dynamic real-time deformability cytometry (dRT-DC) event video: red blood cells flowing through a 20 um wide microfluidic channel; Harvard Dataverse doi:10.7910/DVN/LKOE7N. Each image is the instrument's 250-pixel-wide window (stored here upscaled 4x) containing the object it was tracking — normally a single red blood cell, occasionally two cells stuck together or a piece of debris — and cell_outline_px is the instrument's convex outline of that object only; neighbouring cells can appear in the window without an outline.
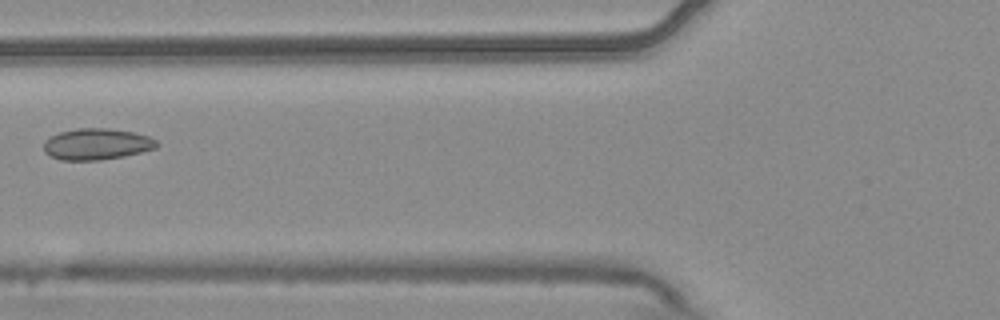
{"species": "common noctule bat (a hibernating species)", "species_latin": "Nyctalus noctula", "temperature_condition": "warm", "stored_images_in_passage": 4, "camera_frame_rate_fps": 3000, "um_per_image_px": 0.085, "animal": {"sex": "male", "body_mass_g": 20.4}, "frame": {"image": 1, "passage_image": 3, "time_ms": 0.667, "image_size_px": [1000, 320], "cell_outline_px": [[160, 144], [156, 148], [124, 156], [100, 160], [60, 160], [44, 152], [44, 140], [60, 132], [76, 128], [108, 128], [132, 132], [148, 136], [156, 140]], "centroid_in_image_um": [8.22, 12.25], "position_along_channel_um": 117.6, "area_um2": 20.58}}
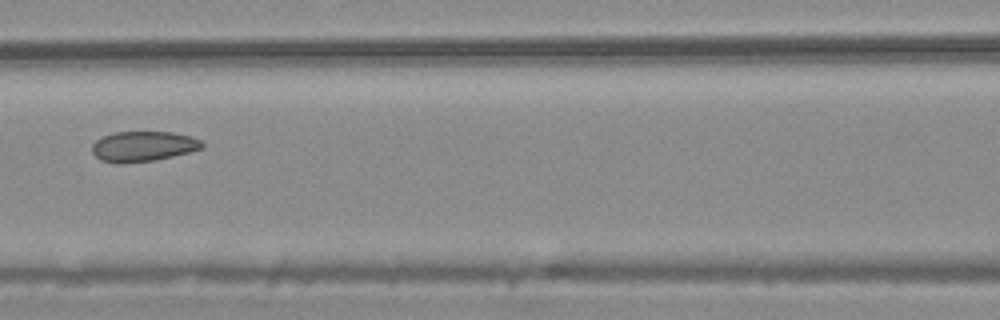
{"frame": {"image": 2, "passage_image": 4, "time_ms": 1.0, "image_size_px": [1000, 320], "cell_outline_px": [[204, 148], [156, 160], [124, 164], [116, 164], [100, 160], [92, 152], [92, 144], [96, 140], [112, 132], [172, 132], [188, 136], [200, 140], [204, 144]], "centroid_in_image_um": [12.13, 12.45], "position_along_channel_um": 154.5, "area_um2": 19.48}}